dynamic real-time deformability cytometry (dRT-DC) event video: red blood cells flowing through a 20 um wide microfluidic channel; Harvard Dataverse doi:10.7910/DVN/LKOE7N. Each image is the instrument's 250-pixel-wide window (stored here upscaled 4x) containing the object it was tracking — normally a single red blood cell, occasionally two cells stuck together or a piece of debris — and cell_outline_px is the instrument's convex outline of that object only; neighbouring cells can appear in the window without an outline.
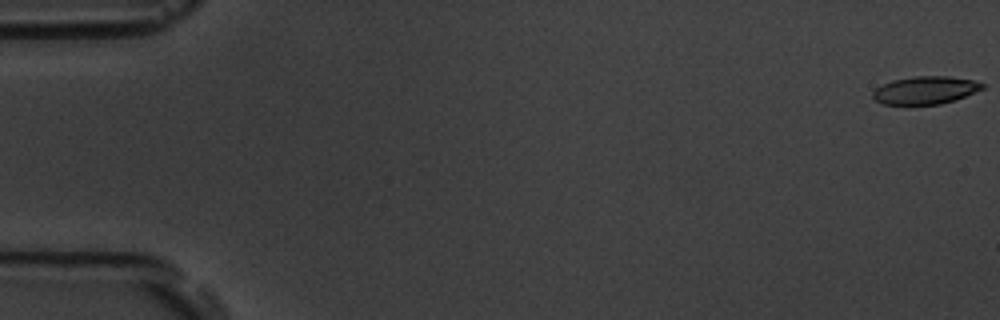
{"species": "common noctule bat (a hibernating species)", "species_latin": "Nyctalus noctula", "temperature_condition": "room temperature", "stored_images_in_passage": 9, "camera_frame_rate_fps": 3000, "um_per_image_px": 0.085, "animal": {"sex": "male", "body_mass_g": 19.5, "forearm_length_mm": 54.6}, "frame": {"image": 1, "passage_image": 1, "time_ms": 0.0, "image_size_px": [1000, 320], "cell_outline_px": [[984, 88], [956, 100], [940, 104], [884, 104], [876, 100], [872, 96], [872, 92], [876, 88], [892, 80], [916, 76], [948, 76], [972, 80], [984, 84]], "centroid_in_image_um": [78.66, 7.66], "position_along_channel_um": 6.3, "area_um2": 17.57}}